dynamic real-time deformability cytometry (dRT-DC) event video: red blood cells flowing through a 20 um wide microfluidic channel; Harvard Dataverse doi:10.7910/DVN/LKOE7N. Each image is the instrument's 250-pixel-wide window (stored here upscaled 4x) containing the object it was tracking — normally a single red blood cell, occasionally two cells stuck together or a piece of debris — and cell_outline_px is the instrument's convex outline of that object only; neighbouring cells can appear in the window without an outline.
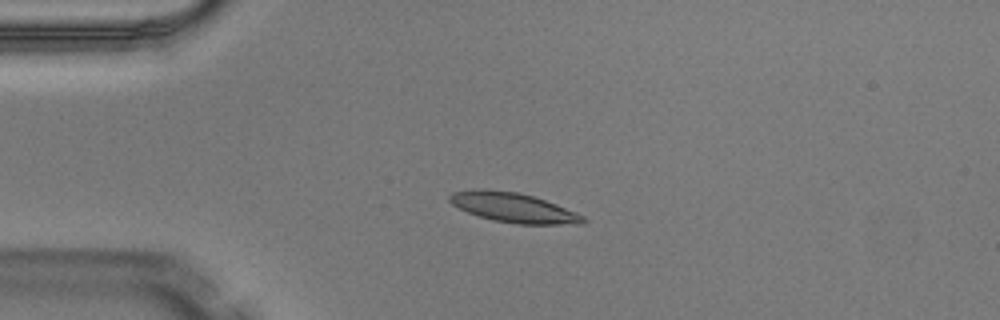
{"species": "Egyptian fruit bat (a non-hibernating species)", "species_latin": "Rousettus aegyptiacus", "temperature_condition": "warm", "stored_images_in_passage": 3, "camera_frame_rate_fps": 3000, "um_per_image_px": 0.085, "animal": {"sex": "male"}, "frame": {"image": 1, "passage_image": 3, "time_ms": 0.667, "image_size_px": [1000, 320], "cell_outline_px": [[588, 220], [584, 224], [516, 224], [492, 220], [468, 212], [452, 204], [448, 200], [448, 196], [452, 192], [476, 188], [516, 192], [532, 196], [556, 204], [576, 212], [584, 216]], "centroid_in_image_um": [43.64, 17.65], "position_along_channel_um": 41.4, "area_um2": 23.0}}